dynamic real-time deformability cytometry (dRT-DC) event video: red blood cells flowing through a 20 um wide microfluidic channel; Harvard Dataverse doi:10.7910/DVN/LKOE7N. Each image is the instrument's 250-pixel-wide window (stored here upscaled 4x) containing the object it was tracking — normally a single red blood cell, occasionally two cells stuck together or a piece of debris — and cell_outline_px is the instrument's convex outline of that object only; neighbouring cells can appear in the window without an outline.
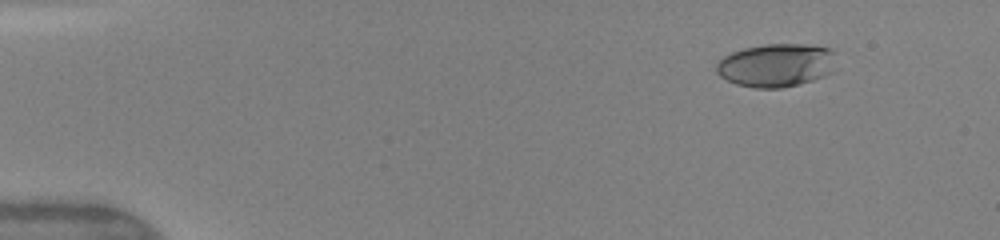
{"species": "human", "species_latin": "Homo sapiens", "temperature_condition": "warm", "stored_images_in_passage": 21, "camera_frame_rate_fps": 3000, "um_per_image_px": 0.085, "donor": {"sex": "female"}, "frame": {"image": 1, "passage_image": 1, "time_ms": 0.0, "image_size_px": [1000, 240], "cell_outline_px": [[836, 52], [832, 72], [824, 76], [800, 84], [780, 88], [756, 88], [736, 84], [720, 76], [716, 72], [716, 64], [724, 56], [732, 52], [744, 48], [764, 44], [804, 44], [832, 48]], "centroid_in_image_um": [66.0, 5.53], "position_along_channel_um": 19.0, "area_um2": 30.4}}
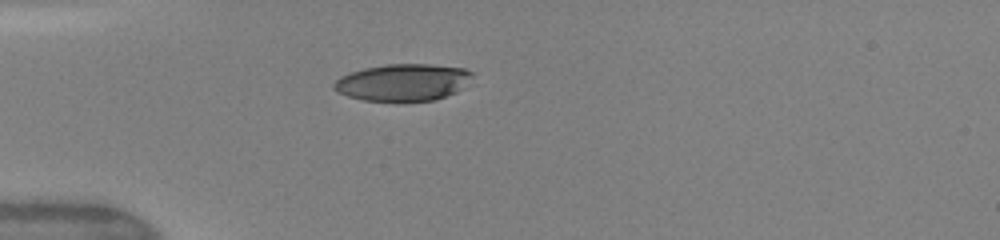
{"frame": {"image": 2, "passage_image": 10, "time_ms": 3.0, "image_size_px": [1000, 240], "cell_outline_px": [[476, 72], [456, 92], [436, 100], [396, 104], [364, 100], [348, 96], [336, 92], [332, 88], [332, 84], [340, 76], [364, 68], [388, 64], [428, 64], [464, 68]], "centroid_in_image_um": [34.22, 7.04], "position_along_channel_um": 50.8, "area_um2": 30.58}}